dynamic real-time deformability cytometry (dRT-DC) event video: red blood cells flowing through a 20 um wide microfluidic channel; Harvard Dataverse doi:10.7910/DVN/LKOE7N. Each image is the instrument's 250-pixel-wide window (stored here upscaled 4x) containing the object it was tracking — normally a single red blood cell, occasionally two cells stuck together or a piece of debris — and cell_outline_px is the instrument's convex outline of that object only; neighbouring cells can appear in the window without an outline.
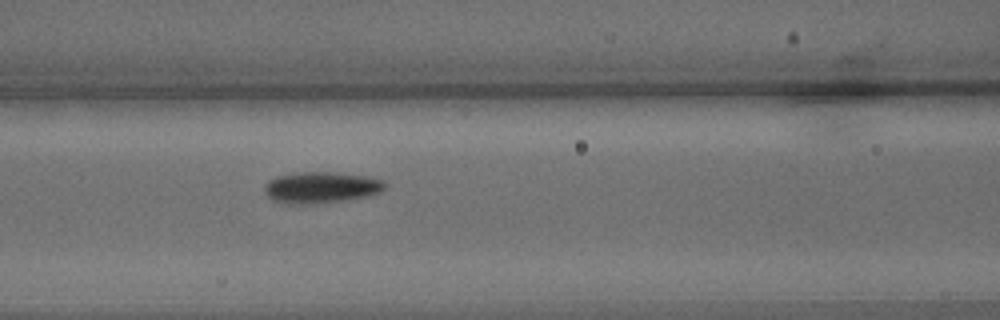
{"species": "common noctule bat (a hibernating species)", "species_latin": "Nyctalus noctula", "temperature_condition": "warm", "stored_images_in_passage": 5, "camera_frame_rate_fps": 3000, "um_per_image_px": 0.085, "animal": {"sex": "male", "body_mass_g": 15.6}, "frame": {"image": 1, "passage_image": 5, "time_ms": 1.333, "image_size_px": [1000, 320], "cell_outline_px": [[388, 184], [380, 192], [372, 196], [348, 200], [316, 204], [284, 204], [272, 200], [264, 192], [264, 188], [268, 180], [276, 176], [296, 172], [332, 172], [364, 176], [380, 180]], "centroid_in_image_um": [27.27, 15.95], "position_along_channel_um": 139.3, "area_um2": 22.31}}